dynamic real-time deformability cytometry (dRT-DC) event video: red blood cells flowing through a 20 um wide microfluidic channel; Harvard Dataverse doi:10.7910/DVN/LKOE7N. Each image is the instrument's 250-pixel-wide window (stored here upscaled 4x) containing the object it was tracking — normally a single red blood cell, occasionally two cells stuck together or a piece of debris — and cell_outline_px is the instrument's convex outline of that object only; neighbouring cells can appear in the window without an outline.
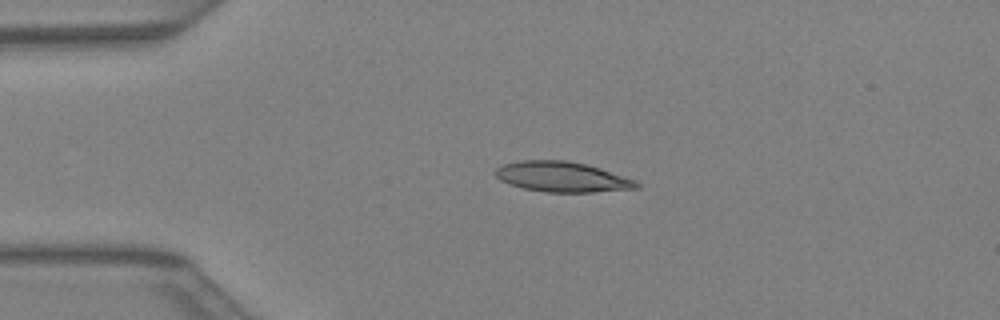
{"species": "Egyptian fruit bat (a non-hibernating species)", "species_latin": "Rousettus aegyptiacus", "temperature_condition": "warm", "stored_images_in_passage": 33, "camera_frame_rate_fps": 3000, "um_per_image_px": 0.085, "animal": {"sex": "female"}, "frame": {"image": 1, "passage_image": 1, "time_ms": 0.0, "image_size_px": [1000, 320], "cell_outline_px": [[640, 188], [592, 192], [544, 192], [524, 188], [508, 184], [500, 180], [496, 176], [496, 168], [500, 164], [520, 160], [564, 160], [584, 164], [600, 168], [636, 180], [640, 184]], "centroid_in_image_um": [47.76, 15.03], "position_along_channel_um": 37.2, "area_um2": 24.91}}
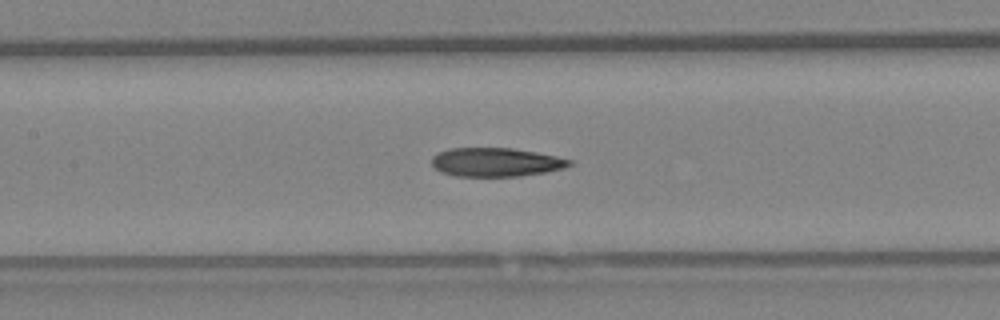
{"frame": {"image": 2, "passage_image": 11, "time_ms": 3.333, "image_size_px": [1000, 320], "cell_outline_px": [[572, 164], [564, 168], [544, 172], [520, 176], [456, 176], [440, 172], [432, 164], [432, 156], [448, 148], [512, 148], [536, 152], [556, 156], [572, 160]], "centroid_in_image_um": [42.14, 13.78], "position_along_channel_um": 165.3, "area_um2": 23.0}}
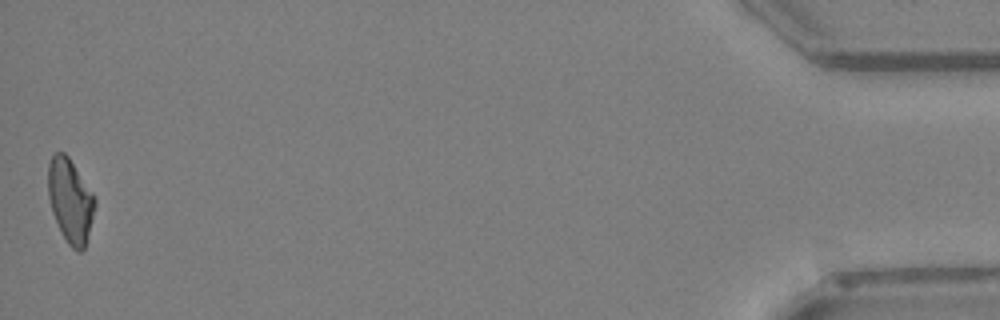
{"frame": {"image": 3, "passage_image": 33, "time_ms": 10.667, "image_size_px": [1000, 320], "cell_outline_px": [[96, 204], [84, 248], [80, 252], [76, 252], [68, 244], [52, 212], [48, 196], [48, 164], [52, 156], [56, 152], [64, 152], [68, 156], [92, 192], [96, 200]], "centroid_in_image_um": [5.97, 17.04], "position_along_channel_um": 429.2, "area_um2": 22.54}}